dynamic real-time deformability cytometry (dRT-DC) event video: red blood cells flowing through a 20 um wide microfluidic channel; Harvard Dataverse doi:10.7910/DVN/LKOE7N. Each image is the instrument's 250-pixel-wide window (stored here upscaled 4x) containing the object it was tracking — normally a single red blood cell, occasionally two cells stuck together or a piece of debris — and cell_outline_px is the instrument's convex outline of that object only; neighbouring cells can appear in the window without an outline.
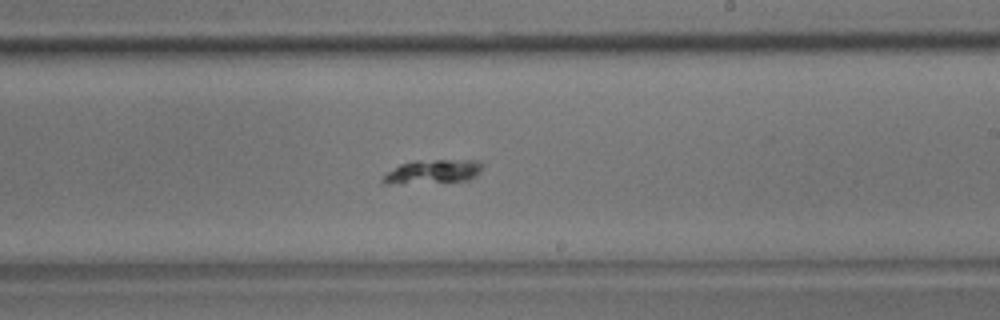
{"species": "common noctule bat (a hibernating species)", "species_latin": "Nyctalus noctula", "temperature_condition": "room temperature", "stored_images_in_passage": 51, "camera_frame_rate_fps": 3000, "um_per_image_px": 0.085, "animal": {"sex": "male", "body_mass_g": 17.9}, "frame": {"image": 1, "passage_image": 30, "time_ms": 9.667, "image_size_px": [1000, 320], "cell_outline_px": [[484, 168], [476, 176], [468, 180], [388, 184], [384, 184], [380, 180], [384, 172], [400, 164], [416, 160], [480, 160], [484, 164]], "centroid_in_image_um": [36.78, 14.57], "position_along_channel_um": 252.2, "area_um2": 14.1}}